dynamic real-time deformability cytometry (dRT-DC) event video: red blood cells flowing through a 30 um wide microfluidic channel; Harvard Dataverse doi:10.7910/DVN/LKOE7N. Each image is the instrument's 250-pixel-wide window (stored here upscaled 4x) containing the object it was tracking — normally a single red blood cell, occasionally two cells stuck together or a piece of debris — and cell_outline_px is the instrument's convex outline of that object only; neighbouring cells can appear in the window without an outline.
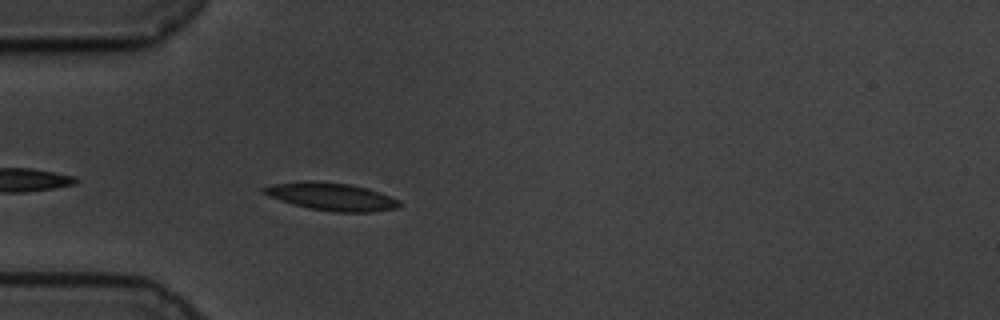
{"species": "common noctule bat (a hibernating species)", "species_latin": "Nyctalus noctula", "temperature_condition": "cold", "stored_images_in_passage": 25, "camera_frame_rate_fps": 3000, "um_per_image_px": 0.085, "animal": {"sex": "male", "body_mass_g": 19.5, "forearm_length_mm": 54.6}, "frame": {"image": 1, "passage_image": 3, "time_ms": 0.667, "image_size_px": [1000, 320], "cell_outline_px": [[400, 204], [396, 208], [372, 212], [336, 212], [308, 208], [292, 204], [268, 196], [260, 192], [260, 188], [272, 184], [304, 180], [312, 180], [348, 184], [380, 192], [400, 200]], "centroid_in_image_um": [28.1, 16.7], "position_along_channel_um": 56.9, "area_um2": 21.96}}
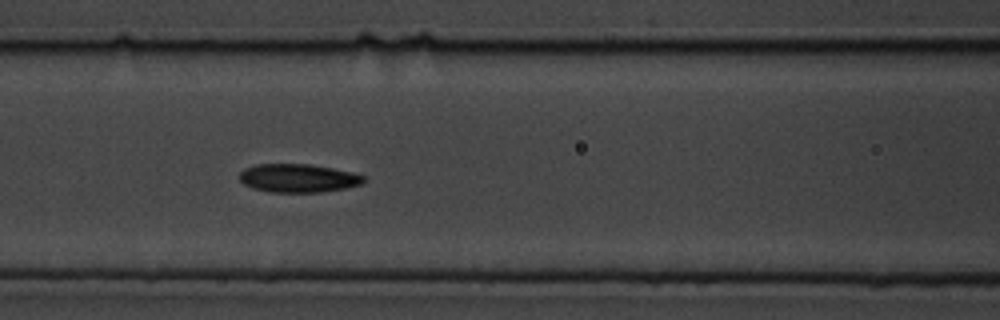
{"frame": {"image": 2, "passage_image": 11, "time_ms": 3.333, "image_size_px": [1000, 320], "cell_outline_px": [[364, 180], [360, 184], [344, 188], [320, 192], [268, 192], [252, 188], [244, 184], [240, 180], [240, 172], [244, 168], [256, 164], [308, 164], [332, 168], [352, 172], [364, 176]], "centroid_in_image_um": [25.3, 15.14], "position_along_channel_um": 141.3, "area_um2": 20.46}}
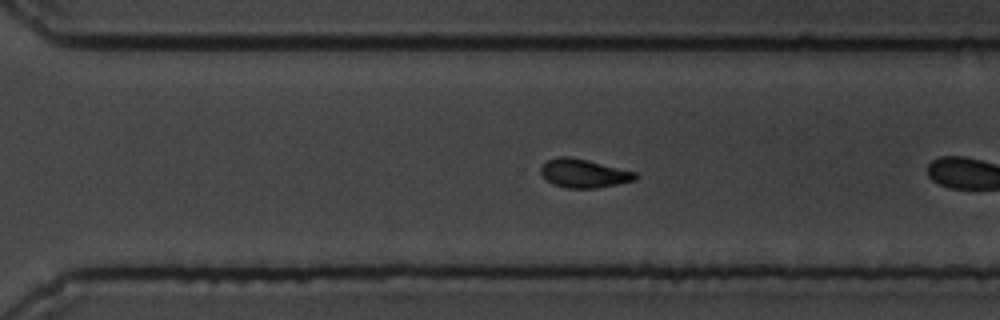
{"frame": {"image": 3, "passage_image": 24, "time_ms": 7.667, "image_size_px": [1000, 320], "cell_outline_px": [[640, 176], [636, 180], [596, 188], [568, 188], [552, 184], [540, 172], [540, 168], [548, 160], [560, 156], [568, 156], [588, 160], [636, 172]], "centroid_in_image_um": [49.65, 14.73], "position_along_channel_um": 321.0, "area_um2": 15.66}}